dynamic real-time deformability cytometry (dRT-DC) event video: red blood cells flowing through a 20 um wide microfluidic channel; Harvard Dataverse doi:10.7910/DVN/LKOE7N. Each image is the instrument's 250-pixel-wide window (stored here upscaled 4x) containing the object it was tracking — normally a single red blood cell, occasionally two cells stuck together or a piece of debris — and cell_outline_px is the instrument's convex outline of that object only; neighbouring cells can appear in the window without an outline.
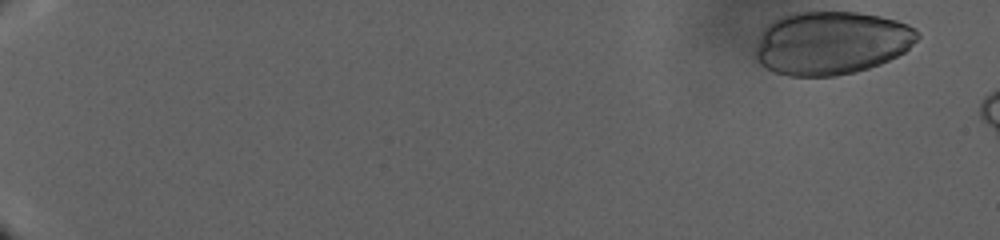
{"species": "human", "species_latin": "Homo sapiens", "temperature_condition": "warm", "stored_images_in_passage": 22, "camera_frame_rate_fps": 3000, "um_per_image_px": 0.085, "donor": {"sex": "male"}, "frame": {"image": 1, "passage_image": 1, "time_ms": 0.0, "image_size_px": [1000, 240], "cell_outline_px": [[920, 36], [904, 52], [880, 64], [856, 72], [836, 76], [788, 76], [772, 72], [760, 64], [756, 60], [756, 44], [764, 28], [772, 20], [780, 16], [796, 12], [860, 12], [880, 16], [896, 20], [908, 24], [916, 28], [920, 32]], "centroid_in_image_um": [70.65, 3.65], "position_along_channel_um": 14.4, "area_um2": 60.17}}